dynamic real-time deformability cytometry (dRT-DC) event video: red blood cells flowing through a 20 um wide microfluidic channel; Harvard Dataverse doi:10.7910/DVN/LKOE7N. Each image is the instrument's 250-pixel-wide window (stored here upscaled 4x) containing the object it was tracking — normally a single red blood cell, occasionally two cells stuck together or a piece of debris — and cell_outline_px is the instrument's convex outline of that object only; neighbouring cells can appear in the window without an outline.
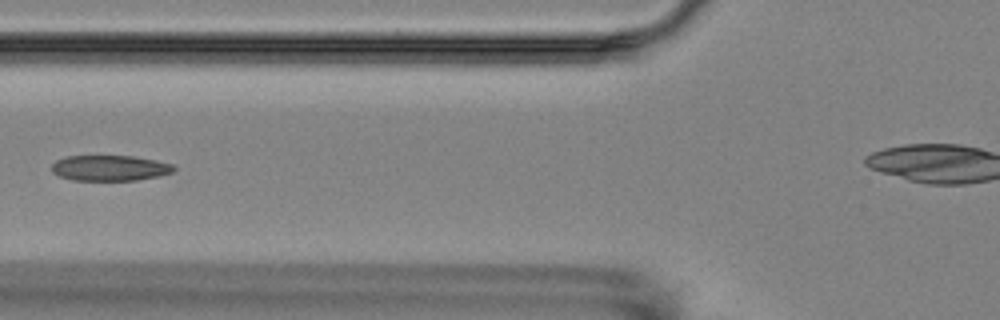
{"species": "Egyptian fruit bat (a non-hibernating species)", "species_latin": "Rousettus aegyptiacus", "temperature_condition": "room temperature", "stored_images_in_passage": 7, "camera_frame_rate_fps": 3000, "um_per_image_px": 0.085, "animal": {"sex": "female"}, "frame": {"image": 1, "passage_image": 6, "time_ms": 5.667, "image_size_px": [1000, 320], "cell_outline_px": [[176, 168], [172, 172], [160, 176], [136, 180], [72, 180], [60, 176], [52, 172], [52, 164], [56, 160], [64, 156], [132, 156], [156, 160], [172, 164]], "centroid_in_image_um": [9.33, 14.28], "position_along_channel_um": 116.5, "area_um2": 18.21}}